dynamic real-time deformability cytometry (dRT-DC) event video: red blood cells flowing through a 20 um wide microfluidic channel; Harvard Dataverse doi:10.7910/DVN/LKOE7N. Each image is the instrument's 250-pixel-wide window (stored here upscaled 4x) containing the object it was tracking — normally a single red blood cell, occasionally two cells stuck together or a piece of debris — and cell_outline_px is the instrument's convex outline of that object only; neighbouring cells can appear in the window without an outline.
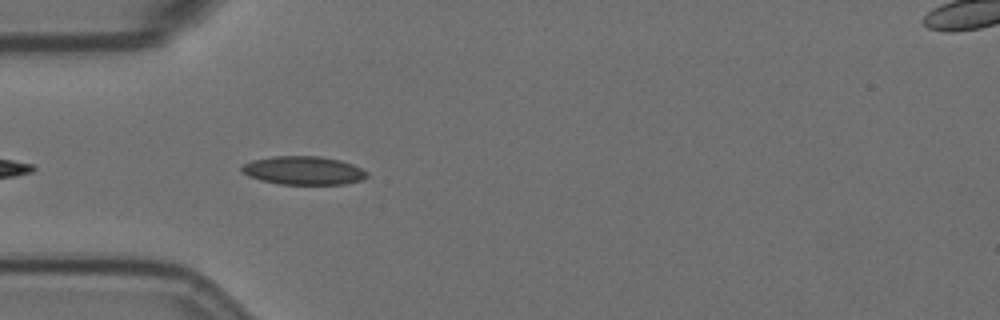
{"species": "Egyptian fruit bat (a non-hibernating species)", "species_latin": "Rousettus aegyptiacus", "temperature_condition": "room temperature", "stored_images_in_passage": 6, "camera_frame_rate_fps": 3000, "um_per_image_px": 0.085, "animal": {"sex": "female"}, "frame": {"image": 1, "passage_image": 2, "time_ms": 0.333, "image_size_px": [1000, 320], "cell_outline_px": [[368, 176], [364, 180], [344, 184], [280, 184], [260, 180], [248, 176], [240, 168], [244, 164], [252, 160], [272, 156], [320, 156], [340, 160], [352, 164], [368, 172]], "centroid_in_image_um": [25.82, 14.49], "position_along_channel_um": 59.2, "area_um2": 20.81}}